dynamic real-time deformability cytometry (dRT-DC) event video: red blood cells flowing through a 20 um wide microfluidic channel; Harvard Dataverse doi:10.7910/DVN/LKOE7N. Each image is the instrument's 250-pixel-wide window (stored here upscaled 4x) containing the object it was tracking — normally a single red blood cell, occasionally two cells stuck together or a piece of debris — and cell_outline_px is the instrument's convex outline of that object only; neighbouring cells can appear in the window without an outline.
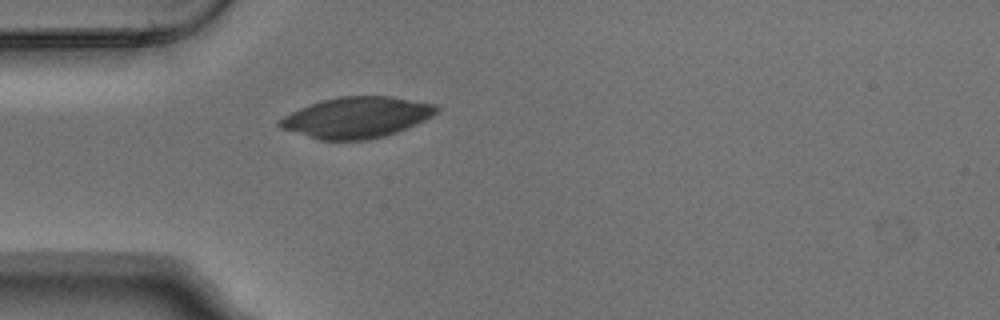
{"species": "Egyptian fruit bat (a non-hibernating species)", "species_latin": "Rousettus aegyptiacus", "temperature_condition": "warm", "stored_images_in_passage": 1, "camera_frame_rate_fps": 3000, "um_per_image_px": 0.085, "animal": {"sex": "male"}, "frame": {"image": 1, "passage_image": 1, "time_ms": 0.0, "image_size_px": [1000, 320], "cell_outline_px": [[440, 108], [432, 116], [416, 124], [396, 132], [384, 136], [368, 140], [320, 140], [280, 128], [276, 124], [276, 120], [300, 108], [324, 100], [340, 96], [392, 96], [436, 104]], "centroid_in_image_um": [30.31, 9.98], "position_along_channel_um": 54.7, "area_um2": 37.28}}